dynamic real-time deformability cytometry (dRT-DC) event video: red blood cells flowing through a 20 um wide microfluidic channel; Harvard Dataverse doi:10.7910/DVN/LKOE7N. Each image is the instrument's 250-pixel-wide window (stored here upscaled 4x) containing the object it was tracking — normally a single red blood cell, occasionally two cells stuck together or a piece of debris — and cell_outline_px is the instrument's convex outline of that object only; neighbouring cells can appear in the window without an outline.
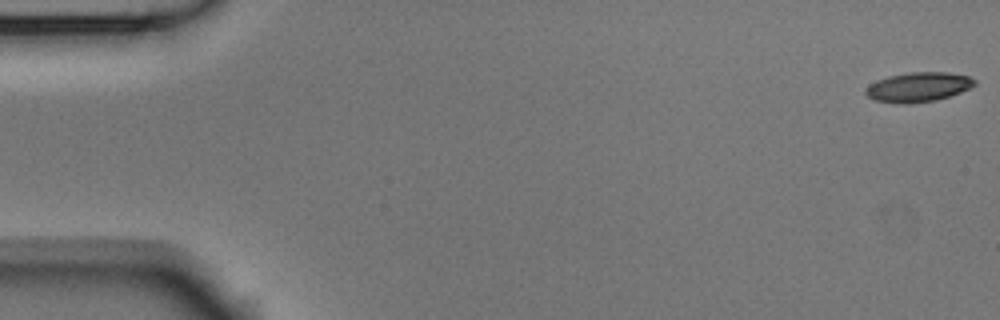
{"species": "Egyptian fruit bat (a non-hibernating species)", "species_latin": "Rousettus aegyptiacus", "temperature_condition": "room temperature", "stored_images_in_passage": 54, "camera_frame_rate_fps": 3000, "um_per_image_px": 0.085, "animal": {"sex": "male"}, "frame": {"image": 1, "passage_image": 1, "time_ms": 0.0, "image_size_px": [1000, 320], "cell_outline_px": [[976, 84], [960, 92], [936, 100], [904, 104], [876, 100], [868, 96], [864, 92], [868, 84], [876, 80], [888, 76], [908, 72], [948, 72], [968, 76], [976, 80]], "centroid_in_image_um": [78.03, 7.38], "position_along_channel_um": 7.0, "area_um2": 18.67}}
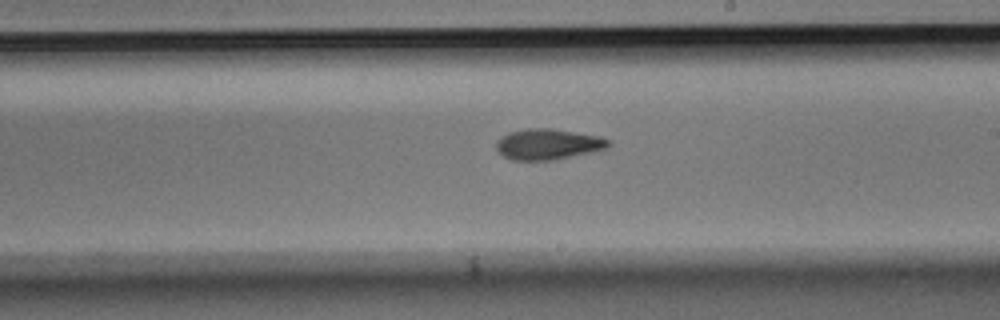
{"frame": {"image": 2, "passage_image": 31, "time_ms": 10.0, "image_size_px": [1000, 320], "cell_outline_px": [[612, 144], [608, 148], [592, 152], [552, 160], [512, 160], [504, 156], [496, 148], [496, 140], [500, 136], [508, 132], [528, 128], [552, 128], [600, 136], [612, 140]], "centroid_in_image_um": [46.6, 12.24], "position_along_channel_um": 242.4, "area_um2": 20.35}}
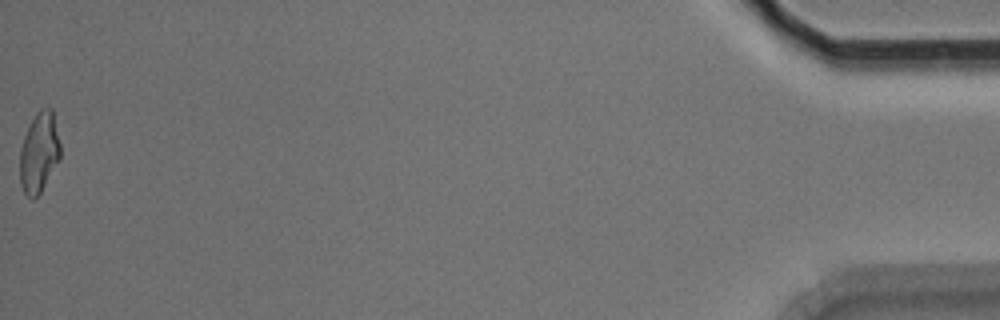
{"frame": {"image": 3, "passage_image": 54, "time_ms": 17.667, "image_size_px": [1000, 320], "cell_outline_px": [[60, 160], [40, 192], [32, 200], [24, 192], [20, 184], [20, 148], [24, 136], [36, 112], [40, 108], [52, 108], [60, 144]], "centroid_in_image_um": [3.33, 12.96], "position_along_channel_um": 431.9, "area_um2": 18.84}, "authors_computed_cell_mechanics": {"area_um2": 19.2474, "velocity_mm_per_s": 3.7717, "shape_relaxation_time_tau1_ms": 5.069, "shape_relaxation_time_tau2_ms": 3.9537, "deformation_change_tau1": 0.1584, "deformation_change_tau2": 0.1133}}